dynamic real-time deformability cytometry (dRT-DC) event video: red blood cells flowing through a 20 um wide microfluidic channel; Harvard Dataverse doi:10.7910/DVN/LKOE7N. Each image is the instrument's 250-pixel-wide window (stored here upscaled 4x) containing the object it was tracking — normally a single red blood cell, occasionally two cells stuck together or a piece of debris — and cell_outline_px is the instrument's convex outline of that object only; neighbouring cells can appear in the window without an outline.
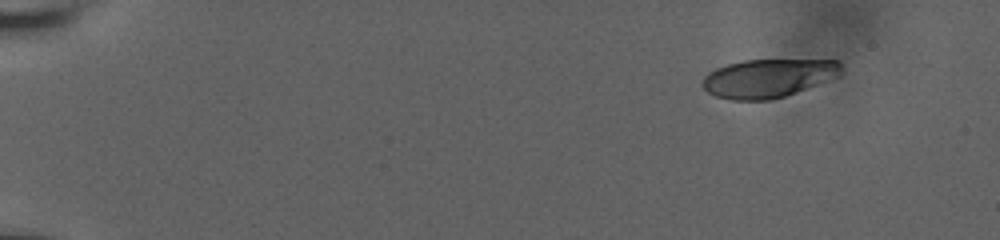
{"species": "human", "species_latin": "Homo sapiens", "temperature_condition": "room temperature", "stored_images_in_passage": 28, "camera_frame_rate_fps": 3000, "um_per_image_px": 0.085, "donor": {"sex": "male"}, "frame": {"image": 1, "passage_image": 1, "time_ms": 0.0, "image_size_px": [1000, 240], "cell_outline_px": [[844, 72], [840, 76], [796, 92], [772, 100], [732, 100], [716, 96], [708, 92], [700, 84], [704, 76], [708, 72], [716, 68], [728, 64], [744, 60], [836, 60], [840, 64]], "centroid_in_image_um": [65.3, 6.64], "position_along_channel_um": 19.7, "area_um2": 31.21}}
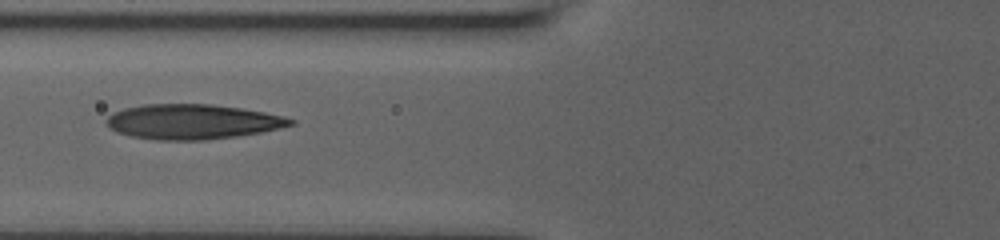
{"frame": {"image": 2, "passage_image": 16, "time_ms": 6.333, "image_size_px": [1000, 240], "cell_outline_px": [[296, 124], [280, 128], [260, 132], [236, 136], [204, 140], [156, 140], [132, 136], [116, 132], [104, 120], [112, 112], [124, 108], [144, 104], [212, 104], [240, 108], [264, 112], [284, 116], [296, 120]], "centroid_in_image_um": [16.36, 10.34], "position_along_channel_um": 109.4, "area_um2": 37.51}}
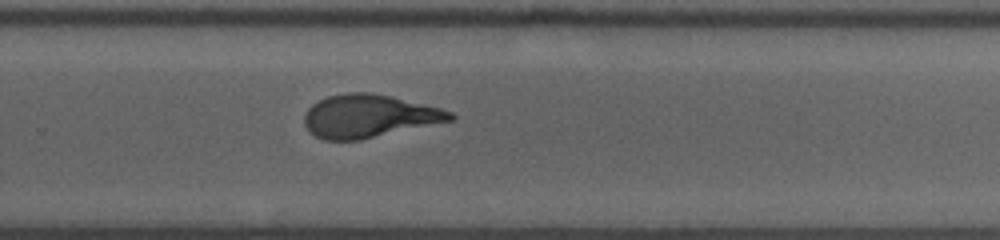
{"frame": {"image": 3, "passage_image": 28, "time_ms": 11.333, "image_size_px": [1000, 240], "cell_outline_px": [[456, 116], [452, 120], [360, 140], [324, 140], [308, 132], [304, 124], [304, 116], [308, 108], [312, 104], [328, 96], [348, 92], [368, 92], [392, 96], [440, 108], [452, 112]], "centroid_in_image_um": [31.33, 9.87], "position_along_channel_um": 298.5, "area_um2": 36.41}}